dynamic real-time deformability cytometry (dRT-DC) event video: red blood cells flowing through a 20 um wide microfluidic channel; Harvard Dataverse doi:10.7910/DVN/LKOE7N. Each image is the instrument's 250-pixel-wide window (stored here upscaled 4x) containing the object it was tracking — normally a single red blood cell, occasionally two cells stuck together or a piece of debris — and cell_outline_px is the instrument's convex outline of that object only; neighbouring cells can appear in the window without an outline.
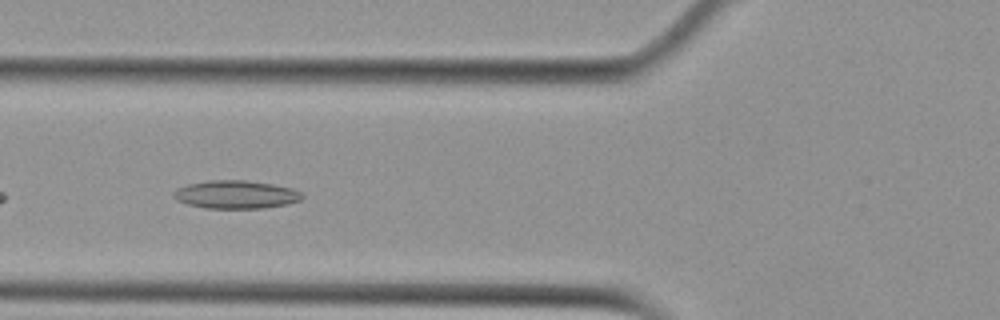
{"species": "Egyptian fruit bat (a non-hibernating species)", "species_latin": "Rousettus aegyptiacus", "temperature_condition": "cold", "stored_images_in_passage": 39, "camera_frame_rate_fps": 3000, "um_per_image_px": 0.085, "animal": {"sex": "female"}, "frame": {"image": 1, "passage_image": 5, "time_ms": 1.333, "image_size_px": [1000, 320], "cell_outline_px": [[304, 196], [300, 200], [288, 204], [260, 208], [204, 208], [188, 204], [176, 200], [172, 196], [172, 192], [176, 188], [188, 184], [208, 180], [244, 180], [272, 184], [292, 188], [300, 192]], "centroid_in_image_um": [20.01, 16.53], "position_along_channel_um": 105.8, "area_um2": 21.1}}
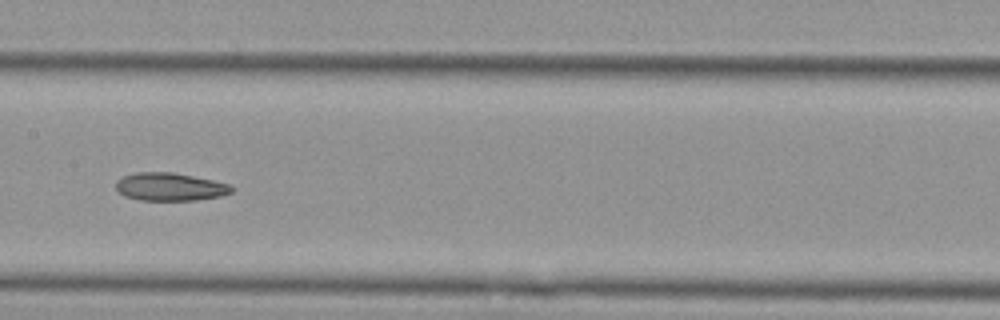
{"frame": {"image": 2, "passage_image": 12, "time_ms": 3.667, "image_size_px": [1000, 320], "cell_outline_px": [[236, 188], [232, 192], [220, 196], [196, 200], [140, 200], [124, 196], [116, 188], [116, 180], [124, 176], [136, 172], [172, 172], [232, 184]], "centroid_in_image_um": [14.47, 15.88], "position_along_channel_um": 192.9, "area_um2": 18.9}}
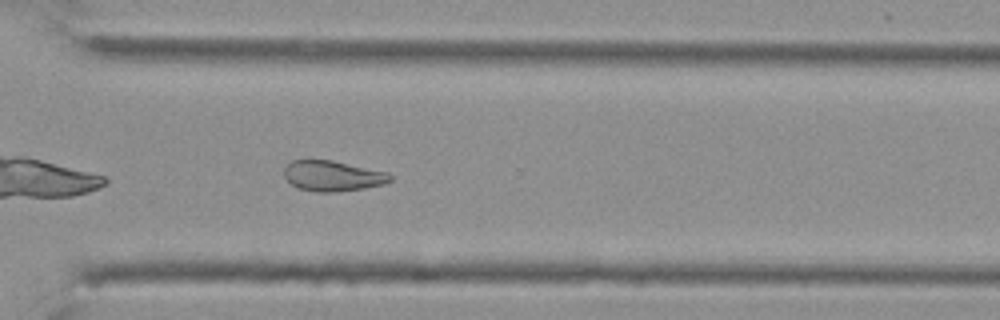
{"frame": {"image": 3, "passage_image": 24, "time_ms": 7.667, "image_size_px": [1000, 320], "cell_outline_px": [[392, 180], [384, 184], [364, 188], [332, 192], [316, 192], [300, 188], [292, 184], [284, 176], [284, 168], [292, 160], [332, 160], [388, 172], [392, 176]], "centroid_in_image_um": [28.29, 14.95], "position_along_channel_um": 342.3, "area_um2": 18.73}, "authors_computed_cell_mechanics": {"area_um2": 19.7676, "velocity_mm_per_s": 3.7457, "shape_relaxation_time_tau1_ms": null, "shape_relaxation_time_tau2_ms": 6.848, "deformation_change_tau1": null, "deformation_change_tau2": 0.1398}}